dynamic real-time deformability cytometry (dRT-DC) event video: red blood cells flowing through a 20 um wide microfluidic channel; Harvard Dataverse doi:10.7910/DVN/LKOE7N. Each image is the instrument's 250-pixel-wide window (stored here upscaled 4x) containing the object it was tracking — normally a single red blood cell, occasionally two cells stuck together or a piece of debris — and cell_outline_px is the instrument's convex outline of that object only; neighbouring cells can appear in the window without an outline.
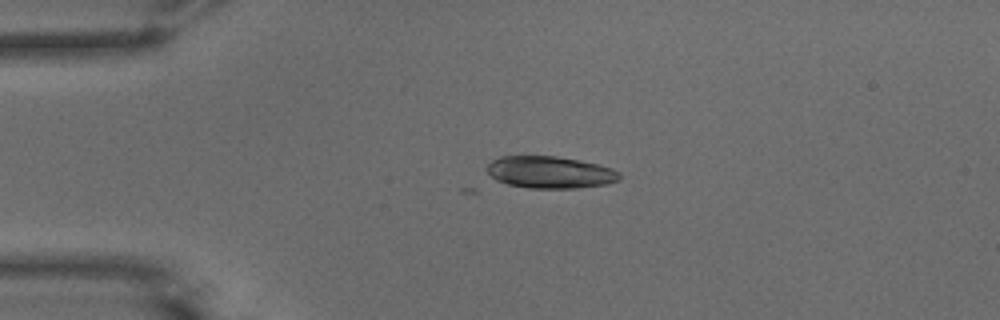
{"species": "common noctule bat (a hibernating species)", "species_latin": "Nyctalus noctula", "temperature_condition": "warm", "stored_images_in_passage": 3, "camera_frame_rate_fps": 3000, "um_per_image_px": 0.085, "animal": {"sex": "male", "body_mass_g": 15.6}, "frame": {"image": 1, "passage_image": 1, "time_ms": 0.0, "image_size_px": [1000, 320], "cell_outline_px": [[620, 180], [604, 184], [576, 188], [528, 188], [508, 184], [496, 180], [488, 172], [488, 164], [492, 160], [500, 156], [556, 156], [580, 160], [612, 168], [620, 172]], "centroid_in_image_um": [46.76, 14.64], "position_along_channel_um": 38.2, "area_um2": 24.62}}